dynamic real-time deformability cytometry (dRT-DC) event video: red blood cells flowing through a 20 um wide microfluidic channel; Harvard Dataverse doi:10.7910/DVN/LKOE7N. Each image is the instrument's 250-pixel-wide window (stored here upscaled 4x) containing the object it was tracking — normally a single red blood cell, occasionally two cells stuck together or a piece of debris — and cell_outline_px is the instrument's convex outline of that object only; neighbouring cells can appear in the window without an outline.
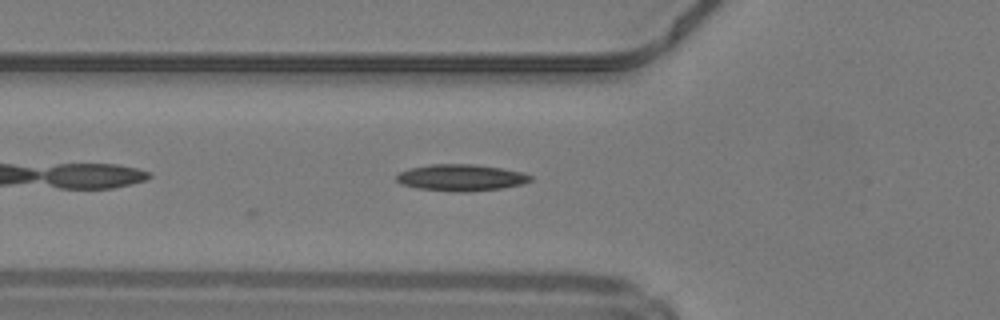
{"species": "common noctule bat (a hibernating species)", "species_latin": "Nyctalus noctula", "temperature_condition": "warm", "stored_images_in_passage": 34, "camera_frame_rate_fps": 3000, "um_per_image_px": 0.085, "animal": {"sex": "male", "body_mass_g": 19.2, "forearm_length_mm": 51.8}, "frame": {"image": 1, "passage_image": 5, "time_ms": 1.333, "image_size_px": [1000, 320], "cell_outline_px": [[532, 180], [524, 184], [500, 188], [464, 192], [456, 192], [416, 188], [400, 184], [396, 180], [396, 176], [400, 172], [412, 168], [432, 164], [472, 164], [500, 168], [520, 172], [532, 176]], "centroid_in_image_um": [39.17, 15.1], "position_along_channel_um": 86.6, "area_um2": 20.58}}
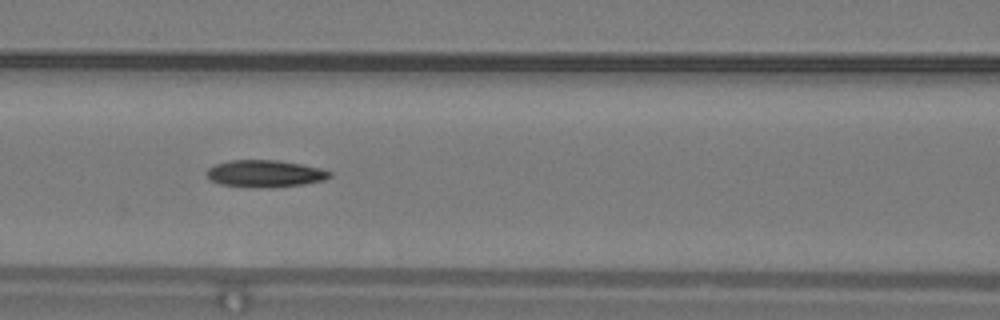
{"frame": {"image": 2, "passage_image": 9, "time_ms": 2.667, "image_size_px": [1000, 320], "cell_outline_px": [[332, 176], [324, 180], [304, 184], [268, 188], [256, 188], [220, 184], [212, 180], [208, 176], [208, 168], [216, 164], [228, 160], [276, 160], [300, 164], [320, 168], [332, 172]], "centroid_in_image_um": [22.55, 14.76], "position_along_channel_um": 144.1, "area_um2": 19.36}, "authors_computed_cell_mechanics": {"area_um2": 18.9295, "velocity_mm_per_s": 4.2459, "shape_relaxation_time_tau1_ms": null, "shape_relaxation_time_tau2_ms": 5.6087, "deformation_change_tau1": null, "deformation_change_tau2": 0.1672}}